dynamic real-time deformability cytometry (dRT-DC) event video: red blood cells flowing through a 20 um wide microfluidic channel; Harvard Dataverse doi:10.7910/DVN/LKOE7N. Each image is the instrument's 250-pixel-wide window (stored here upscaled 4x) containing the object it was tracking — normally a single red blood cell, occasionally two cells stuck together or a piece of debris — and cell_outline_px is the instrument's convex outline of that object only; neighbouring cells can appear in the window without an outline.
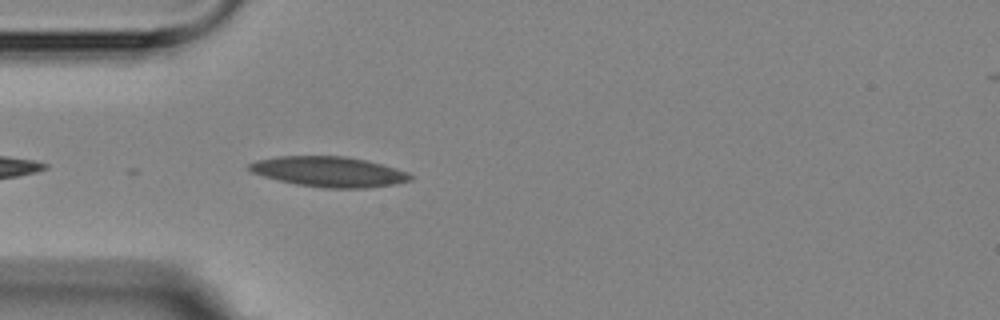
{"species": "Egyptian fruit bat (a non-hibernating species)", "species_latin": "Rousettus aegyptiacus", "temperature_condition": "room temperature", "stored_images_in_passage": 5, "camera_frame_rate_fps": 3000, "um_per_image_px": 0.085, "animal": {"sex": "female"}, "frame": {"image": 1, "passage_image": 5, "time_ms": 4.667, "image_size_px": [1000, 320], "cell_outline_px": [[412, 180], [396, 184], [364, 188], [324, 188], [296, 184], [264, 176], [252, 172], [248, 168], [248, 164], [256, 160], [276, 156], [344, 156], [368, 160], [396, 168], [408, 172], [412, 176]], "centroid_in_image_um": [27.98, 14.59], "position_along_channel_um": 57.0, "area_um2": 28.44}}